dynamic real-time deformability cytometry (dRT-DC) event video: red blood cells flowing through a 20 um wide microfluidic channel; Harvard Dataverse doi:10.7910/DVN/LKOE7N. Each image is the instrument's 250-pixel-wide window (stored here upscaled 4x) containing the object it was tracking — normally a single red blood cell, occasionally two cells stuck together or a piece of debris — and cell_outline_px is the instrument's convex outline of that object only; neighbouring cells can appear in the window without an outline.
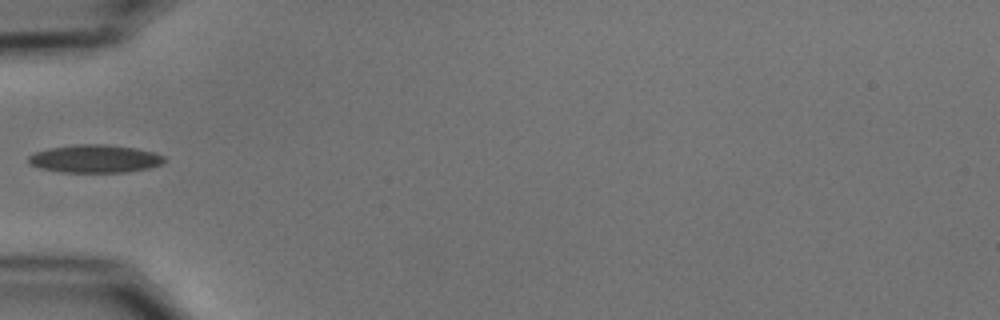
{"species": "common noctule bat (a hibernating species)", "species_latin": "Nyctalus noctula", "temperature_condition": "cold", "stored_images_in_passage": 6, "camera_frame_rate_fps": 3000, "um_per_image_px": 0.085, "animal": {"sex": "male", "body_mass_g": 15.6}, "frame": {"image": 1, "passage_image": 5, "time_ms": 5.667, "image_size_px": [1000, 320], "cell_outline_px": [[164, 164], [148, 168], [124, 172], [60, 172], [40, 168], [28, 164], [28, 156], [36, 152], [48, 148], [76, 144], [104, 144], [136, 148], [152, 152], [164, 156]], "centroid_in_image_um": [8.04, 13.49], "position_along_channel_um": 77.0, "area_um2": 22.14}}